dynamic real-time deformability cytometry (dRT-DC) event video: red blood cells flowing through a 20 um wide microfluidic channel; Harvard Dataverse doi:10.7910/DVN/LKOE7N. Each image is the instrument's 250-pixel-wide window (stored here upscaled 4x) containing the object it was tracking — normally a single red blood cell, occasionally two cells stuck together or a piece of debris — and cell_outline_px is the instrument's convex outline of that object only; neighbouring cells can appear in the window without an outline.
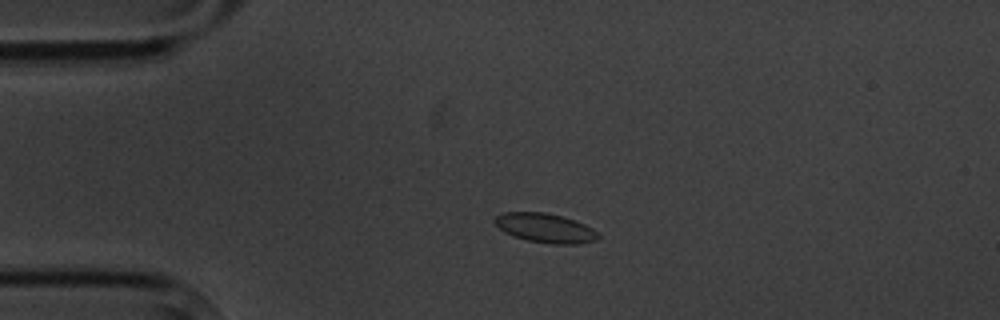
{"species": "common noctule bat (a hibernating species)", "species_latin": "Nyctalus noctula", "temperature_condition": "cold", "stored_images_in_passage": 4, "camera_frame_rate_fps": 3000, "um_per_image_px": 0.085, "animal": {"sex": "male", "body_mass_g": 20.1, "forearm_length_mm": 53.5}, "frame": {"image": 1, "passage_image": 3, "time_ms": 3.333, "image_size_px": [1000, 320], "cell_outline_px": [[600, 236], [596, 240], [576, 244], [552, 244], [528, 240], [512, 236], [504, 232], [492, 220], [496, 216], [504, 212], [544, 212], [576, 220], [592, 228]], "centroid_in_image_um": [46.33, 19.38], "position_along_channel_um": 38.7, "area_um2": 17.57}}